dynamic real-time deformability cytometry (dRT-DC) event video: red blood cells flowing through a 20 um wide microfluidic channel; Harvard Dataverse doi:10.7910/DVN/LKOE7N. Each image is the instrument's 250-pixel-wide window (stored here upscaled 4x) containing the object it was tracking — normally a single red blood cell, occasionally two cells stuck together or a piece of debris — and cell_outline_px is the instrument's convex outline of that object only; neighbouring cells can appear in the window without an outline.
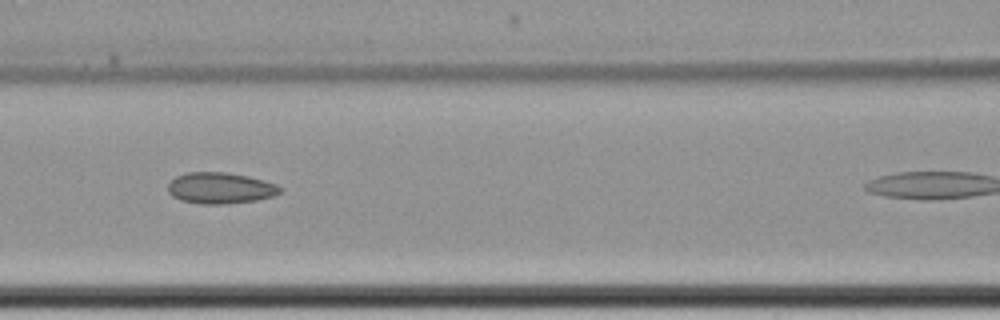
{"species": "common noctule bat (a hibernating species)", "species_latin": "Nyctalus noctula", "temperature_condition": "cold", "stored_images_in_passage": 7, "camera_frame_rate_fps": 3000, "um_per_image_px": 0.085, "animal": {"sex": "female", "body_mass_g": 22.7, "forearm_length_mm": 54.2}, "frame": {"image": 1, "passage_image": 6, "time_ms": 7.667, "image_size_px": [1000, 320], "cell_outline_px": [[284, 188], [280, 192], [272, 196], [256, 200], [224, 204], [204, 204], [180, 200], [172, 196], [168, 192], [168, 184], [176, 176], [188, 172], [224, 172], [248, 176], [264, 180], [276, 184]], "centroid_in_image_um": [18.72, 15.98], "position_along_channel_um": 147.9, "area_um2": 20.35}}